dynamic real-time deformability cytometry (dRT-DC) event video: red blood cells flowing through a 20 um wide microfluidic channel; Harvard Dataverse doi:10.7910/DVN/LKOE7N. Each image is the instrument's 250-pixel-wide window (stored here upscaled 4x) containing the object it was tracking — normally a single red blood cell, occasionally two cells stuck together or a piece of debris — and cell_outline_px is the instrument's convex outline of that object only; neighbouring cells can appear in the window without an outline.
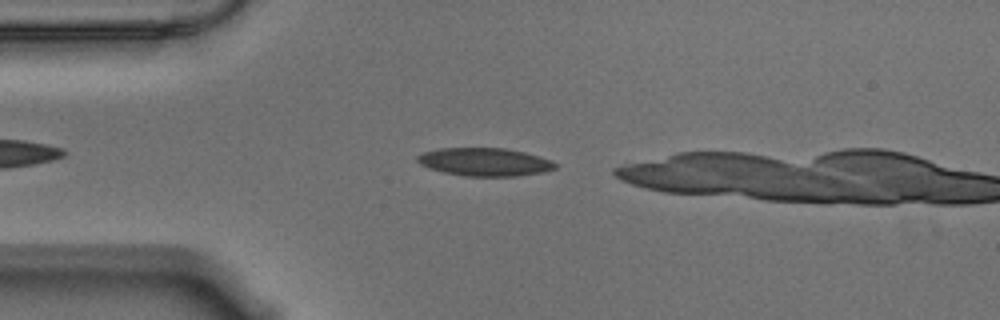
{"species": "Egyptian fruit bat (a non-hibernating species)", "species_latin": "Rousettus aegyptiacus", "temperature_condition": "warm", "stored_images_in_passage": 4, "camera_frame_rate_fps": 3000, "um_per_image_px": 0.085, "animal": {"sex": "male"}, "frame": {"image": 1, "passage_image": 2, "time_ms": 0.333, "image_size_px": [1000, 320], "cell_outline_px": [[556, 168], [544, 172], [516, 176], [464, 176], [444, 172], [428, 168], [420, 164], [416, 160], [416, 156], [424, 152], [440, 148], [504, 148], [524, 152], [552, 160], [556, 164]], "centroid_in_image_um": [41.19, 13.77], "position_along_channel_um": 43.8, "area_um2": 22.54}}